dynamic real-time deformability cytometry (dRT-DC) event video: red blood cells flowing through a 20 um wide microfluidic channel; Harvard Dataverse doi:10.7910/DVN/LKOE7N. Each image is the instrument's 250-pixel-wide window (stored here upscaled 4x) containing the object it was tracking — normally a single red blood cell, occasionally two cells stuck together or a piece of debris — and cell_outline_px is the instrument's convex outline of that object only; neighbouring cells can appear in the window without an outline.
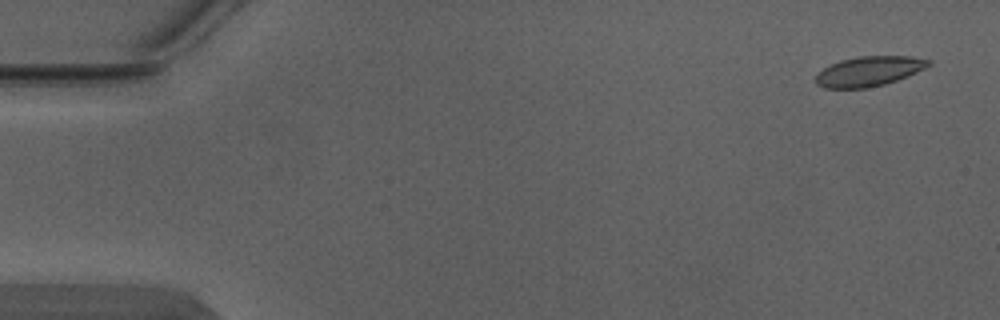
{"species": "Egyptian fruit bat (a non-hibernating species)", "species_latin": "Rousettus aegyptiacus", "temperature_condition": "warm", "stored_images_in_passage": 5, "camera_frame_rate_fps": 3000, "um_per_image_px": 0.085, "animal": {"sex": "male"}, "frame": {"image": 1, "passage_image": 1, "time_ms": 0.0, "image_size_px": [1000, 320], "cell_outline_px": [[932, 64], [908, 76], [884, 84], [864, 88], [824, 88], [816, 84], [816, 76], [824, 68], [840, 60], [860, 56], [912, 56], [932, 60]], "centroid_in_image_um": [73.89, 6.05], "position_along_channel_um": 11.1, "area_um2": 19.48}}
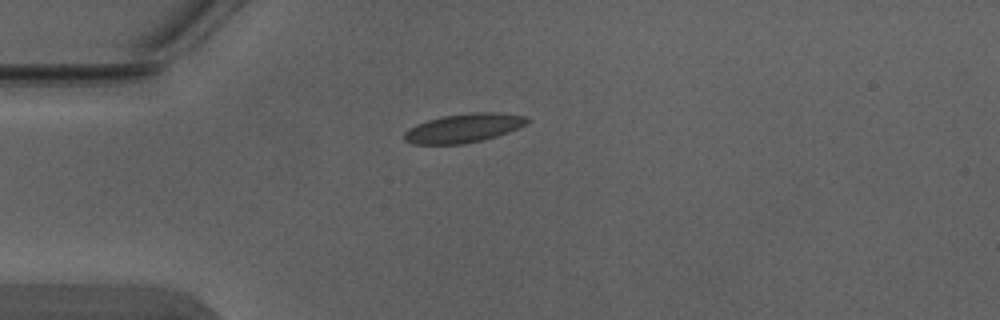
{"frame": {"image": 2, "passage_image": 4, "time_ms": 1.0, "image_size_px": [1000, 320], "cell_outline_px": [[528, 124], [520, 128], [496, 136], [464, 144], [412, 144], [404, 140], [404, 132], [408, 128], [416, 124], [440, 116], [472, 112], [496, 112], [528, 116]], "centroid_in_image_um": [39.42, 10.88], "position_along_channel_um": 45.6, "area_um2": 20.87}}